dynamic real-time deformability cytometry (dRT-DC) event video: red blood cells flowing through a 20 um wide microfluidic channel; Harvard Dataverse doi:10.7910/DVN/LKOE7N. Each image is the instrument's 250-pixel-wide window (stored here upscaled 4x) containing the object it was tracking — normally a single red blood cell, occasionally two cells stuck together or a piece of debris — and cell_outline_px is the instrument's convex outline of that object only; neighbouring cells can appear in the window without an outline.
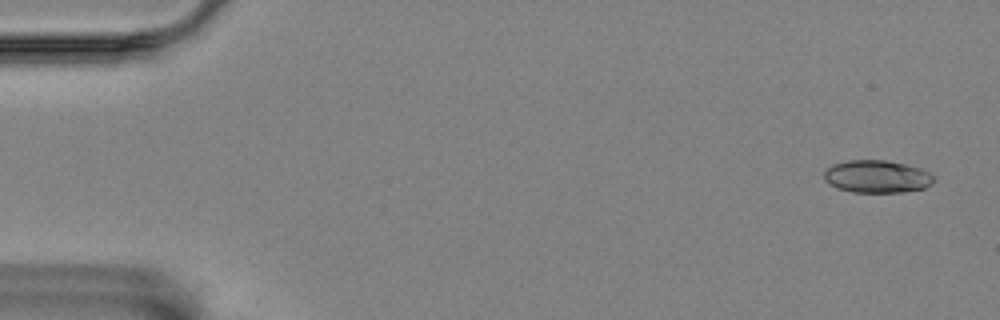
{"species": "Egyptian fruit bat (a non-hibernating species)", "species_latin": "Rousettus aegyptiacus", "temperature_condition": "room temperature", "stored_images_in_passage": 5, "camera_frame_rate_fps": 3000, "um_per_image_px": 0.085, "animal": {"sex": "female"}, "frame": {"image": 1, "passage_image": 1, "time_ms": 0.0, "image_size_px": [1000, 320], "cell_outline_px": [[936, 180], [932, 184], [924, 188], [900, 192], [852, 192], [836, 188], [828, 184], [824, 180], [824, 172], [832, 164], [848, 160], [884, 160], [904, 164], [920, 168], [936, 176]], "centroid_in_image_um": [74.54, 15.01], "position_along_channel_um": 10.5, "area_um2": 20.98}}
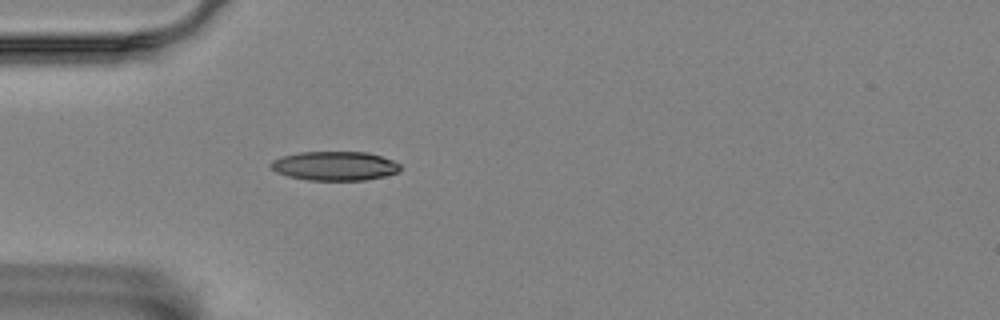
{"frame": {"image": 2, "passage_image": 5, "time_ms": 1.333, "image_size_px": [1000, 320], "cell_outline_px": [[400, 172], [384, 176], [364, 180], [308, 180], [288, 176], [276, 172], [268, 164], [272, 160], [280, 156], [300, 152], [368, 152], [392, 160], [400, 164]], "centroid_in_image_um": [28.43, 14.1], "position_along_channel_um": 56.6, "area_um2": 22.02}}